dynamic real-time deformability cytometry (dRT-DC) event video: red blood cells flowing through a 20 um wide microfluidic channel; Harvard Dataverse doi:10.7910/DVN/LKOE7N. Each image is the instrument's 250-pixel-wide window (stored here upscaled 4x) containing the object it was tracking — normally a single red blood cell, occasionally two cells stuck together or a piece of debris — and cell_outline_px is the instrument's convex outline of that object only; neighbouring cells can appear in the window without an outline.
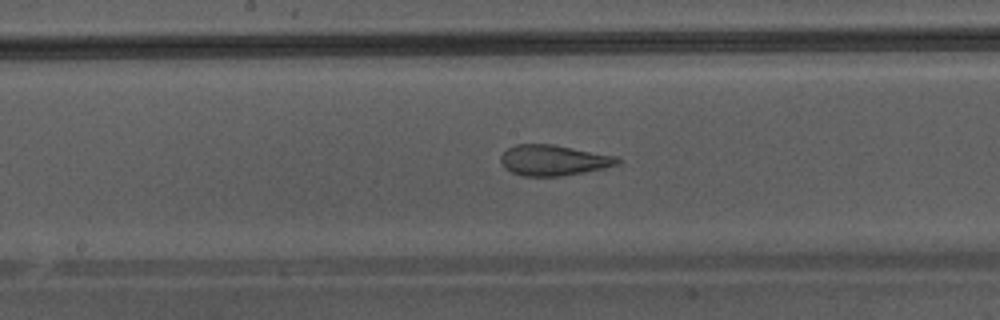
{"species": "Egyptian fruit bat (a non-hibernating species)", "species_latin": "Rousettus aegyptiacus", "temperature_condition": "warm", "stored_images_in_passage": 31, "camera_frame_rate_fps": 3000, "um_per_image_px": 0.085, "animal": {"sex": "male"}, "frame": {"image": 1, "passage_image": 14, "time_ms": 4.333, "image_size_px": [1000, 320], "cell_outline_px": [[624, 160], [620, 164], [604, 168], [584, 172], [560, 176], [524, 176], [512, 172], [504, 168], [500, 160], [500, 156], [508, 148], [516, 144], [552, 144], [616, 156]], "centroid_in_image_um": [47.06, 13.62], "position_along_channel_um": 201.1, "area_um2": 20.87}}
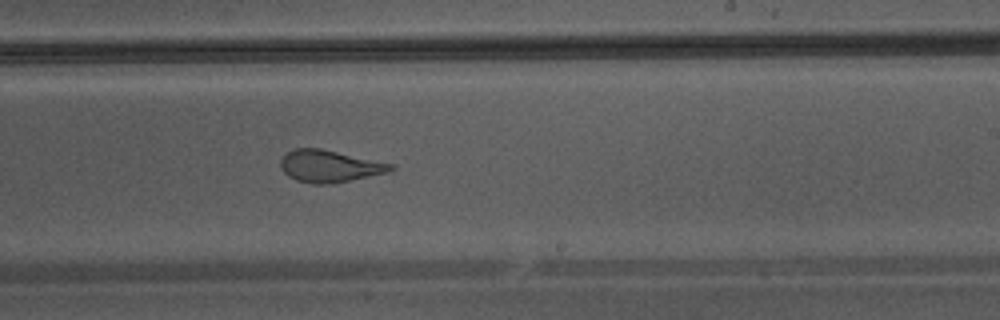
{"frame": {"image": 2, "passage_image": 18, "time_ms": 5.667, "image_size_px": [1000, 320], "cell_outline_px": [[396, 168], [388, 172], [328, 184], [312, 184], [296, 180], [288, 176], [280, 168], [280, 160], [288, 152], [296, 148], [320, 148], [392, 164]], "centroid_in_image_um": [27.96, 14.12], "position_along_channel_um": 261.0, "area_um2": 20.23}}